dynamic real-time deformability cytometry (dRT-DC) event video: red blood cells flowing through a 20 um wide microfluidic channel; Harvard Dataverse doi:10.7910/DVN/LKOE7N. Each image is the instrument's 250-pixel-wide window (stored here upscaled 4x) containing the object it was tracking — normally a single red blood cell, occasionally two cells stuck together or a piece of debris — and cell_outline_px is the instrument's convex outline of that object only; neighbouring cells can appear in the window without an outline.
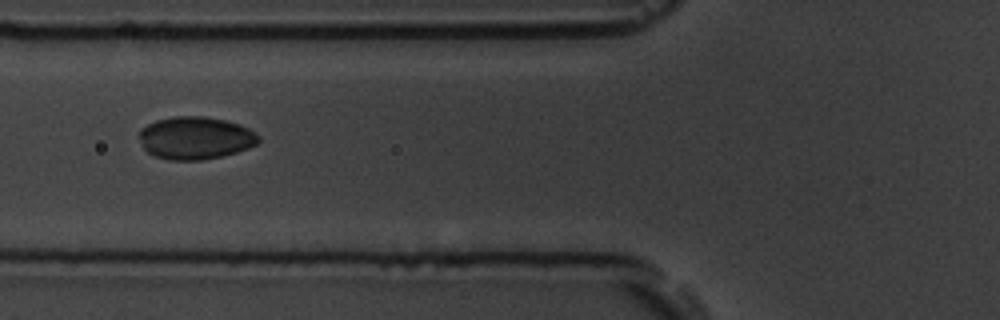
{"species": "common noctule bat (a hibernating species)", "species_latin": "Nyctalus noctula", "temperature_condition": "room temperature", "stored_images_in_passage": 9, "camera_frame_rate_fps": 3000, "um_per_image_px": 0.085, "animal": {"sex": "male", "body_mass_g": 19.5, "forearm_length_mm": 54.6}, "frame": {"image": 1, "passage_image": 6, "time_ms": 1.667, "image_size_px": [1000, 320], "cell_outline_px": [[260, 140], [256, 144], [248, 148], [236, 152], [220, 156], [200, 160], [168, 160], [156, 156], [148, 152], [144, 148], [140, 140], [140, 128], [156, 120], [176, 116], [204, 116], [224, 120], [240, 124], [248, 128], [260, 136]], "centroid_in_image_um": [16.61, 11.72], "position_along_channel_um": 109.2, "area_um2": 29.54}}
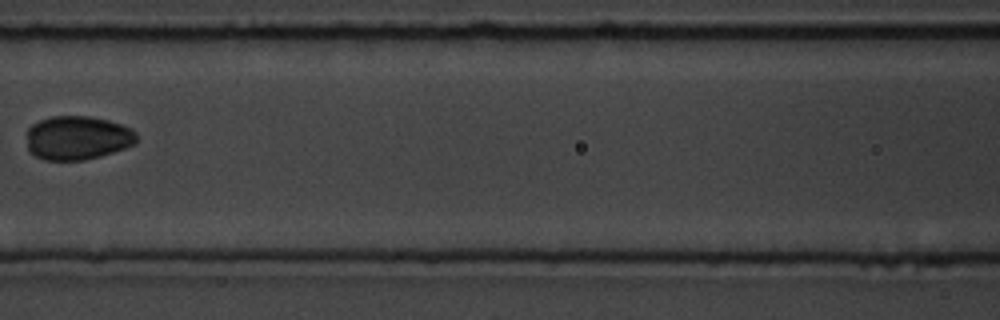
{"frame": {"image": 2, "passage_image": 7, "time_ms": 2.0, "image_size_px": [1000, 320], "cell_outline_px": [[136, 140], [132, 144], [124, 148], [100, 156], [84, 160], [44, 160], [28, 152], [28, 128], [32, 124], [40, 120], [52, 116], [88, 116], [108, 120], [132, 128], [136, 132]], "centroid_in_image_um": [6.56, 11.71], "position_along_channel_um": 160.0, "area_um2": 28.03}}
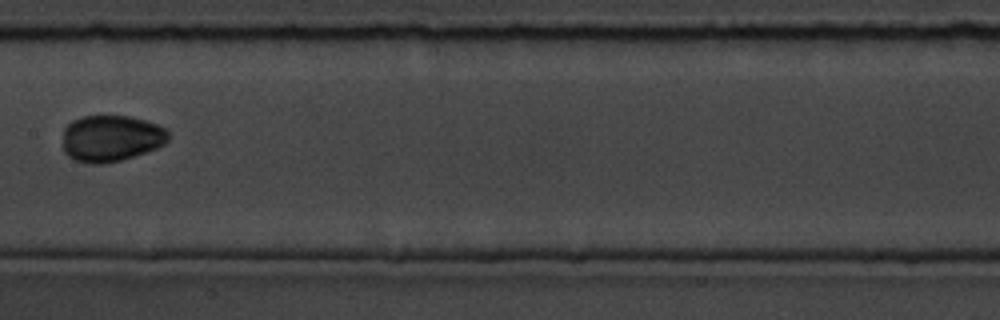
{"frame": {"image": 3, "passage_image": 8, "time_ms": 2.333, "image_size_px": [1000, 320], "cell_outline_px": [[168, 140], [164, 144], [156, 148], [120, 160], [104, 164], [88, 164], [76, 160], [68, 156], [64, 152], [64, 128], [72, 120], [84, 116], [128, 116], [144, 120], [168, 128]], "centroid_in_image_um": [9.44, 11.76], "position_along_channel_um": 198.0, "area_um2": 28.5}}